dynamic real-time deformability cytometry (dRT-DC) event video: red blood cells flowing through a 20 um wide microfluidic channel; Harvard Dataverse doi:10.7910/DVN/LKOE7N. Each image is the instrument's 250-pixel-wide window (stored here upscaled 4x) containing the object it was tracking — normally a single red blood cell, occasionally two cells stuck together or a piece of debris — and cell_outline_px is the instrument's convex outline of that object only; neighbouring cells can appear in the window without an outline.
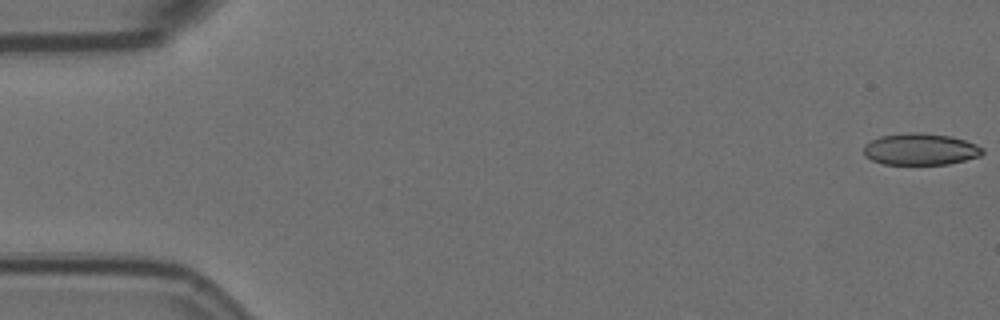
{"species": "Egyptian fruit bat (a non-hibernating species)", "species_latin": "Rousettus aegyptiacus", "temperature_condition": "room temperature", "stored_images_in_passage": 12, "camera_frame_rate_fps": 3000, "um_per_image_px": 0.085, "animal": {"sex": "female"}, "frame": {"image": 1, "passage_image": 1, "time_ms": 0.0, "image_size_px": [1000, 320], "cell_outline_px": [[984, 152], [980, 156], [948, 164], [884, 164], [872, 160], [864, 156], [864, 144], [880, 136], [908, 132], [920, 132], [952, 136], [976, 144], [984, 148]], "centroid_in_image_um": [78.23, 12.67], "position_along_channel_um": 6.8, "area_um2": 22.02}}